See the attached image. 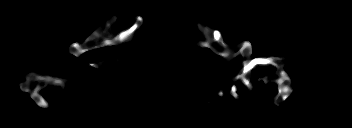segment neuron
<instances>
[{
  "label": "neuron",
  "mask_w": 352,
  "mask_h": 128,
  "mask_svg": "<svg viewBox=\"0 0 352 128\" xmlns=\"http://www.w3.org/2000/svg\"><path fill=\"white\" fill-rule=\"evenodd\" d=\"M117 16H114L111 19H106L103 20L100 24L104 26L103 31L100 30V28H96V31L94 33L87 37L85 36L83 43L80 45L78 43H72L71 47L73 51H75V55L80 56L84 54L85 52L89 50H96L100 49L106 46H112V45H120L126 42H133L132 39H134V35L136 30L143 24L144 19L142 16L137 15L134 17L133 24L130 25L129 28L125 30H119L117 31L113 36H110L107 34L106 29L110 25H112L115 21ZM198 29L202 33V35L205 37V41H199L197 46L198 47H206L208 49L213 50L216 54L220 55L223 57V59L226 60V62H232L234 59L239 57L240 55H243L247 57L246 60H244L241 65H243L242 69L238 72V74L235 77H229L228 80H232L233 86L231 88V95L235 98L238 99V94H237V81L242 80L245 85L247 86L249 92H252L254 87L251 81H249L245 76L247 73H249L255 65H260V64H271L273 66L278 67V74L282 76L281 79L276 80L275 83H277V94L273 97L268 96L265 98V101L272 100L274 101L275 105H278L279 103L285 101L289 95L292 92V87H291V76L289 73H287L283 69V65L285 64V59L281 57H257L254 59H249V56L252 55V45L249 42H246L243 47L236 53H232L231 49L228 47L227 44H225L222 35V31H214L208 27H202L201 25L197 24ZM95 69L99 70V64L98 63H92V64H84L79 67V69ZM113 70L111 69L107 78L109 79L112 76ZM26 82L20 84V90L21 91H26L29 92V86L32 81H41L42 83L46 84L51 82L55 86H59L60 88L67 87V84L65 85L63 83L62 79H58L56 77H47L45 75H38L36 73H29L26 75ZM43 86L39 85L36 87L35 90H33V93H30V97L34 102L36 103L37 106L42 107V108H47L48 103L46 100H44L43 97L37 95L38 90H41ZM225 91H220L219 92V97L224 98Z\"/></svg>",
  "instance_id": "1"
}]
</instances>
